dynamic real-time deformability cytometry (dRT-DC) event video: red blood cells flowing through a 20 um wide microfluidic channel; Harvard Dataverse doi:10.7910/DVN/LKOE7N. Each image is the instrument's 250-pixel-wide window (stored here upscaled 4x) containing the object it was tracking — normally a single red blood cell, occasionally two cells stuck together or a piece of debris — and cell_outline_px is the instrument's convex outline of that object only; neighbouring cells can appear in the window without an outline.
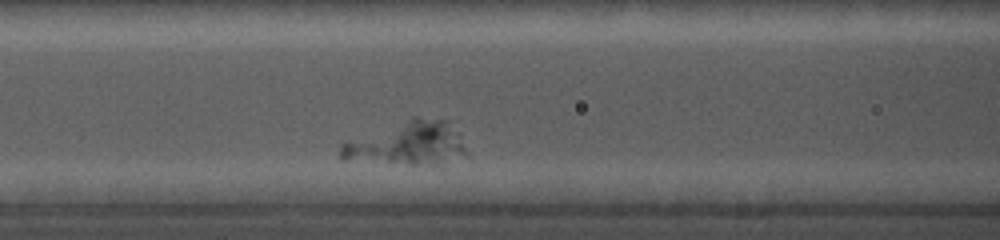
{"species": "common noctule bat (a hibernating species)", "species_latin": "Nyctalus noctula", "temperature_condition": "cold", "stored_images_in_passage": 3, "camera_frame_rate_fps": 5000, "um_per_image_px": 0.085, "animal": {"sex": "female", "body_mass_g": 19.0, "forearm_length_mm": 56.7}, "frame": {"image": 1, "passage_image": 3, "time_ms": 1.8, "image_size_px": [1000, 240], "cell_outline_px": [[468, 156], [416, 164], [412, 164], [344, 160], [340, 156], [340, 144], [412, 116], [416, 116], [448, 120], [460, 132], [468, 152]], "centroid_in_image_um": [34.66, 12.14], "position_along_channel_um": 131.9, "area_um2": 31.62}}